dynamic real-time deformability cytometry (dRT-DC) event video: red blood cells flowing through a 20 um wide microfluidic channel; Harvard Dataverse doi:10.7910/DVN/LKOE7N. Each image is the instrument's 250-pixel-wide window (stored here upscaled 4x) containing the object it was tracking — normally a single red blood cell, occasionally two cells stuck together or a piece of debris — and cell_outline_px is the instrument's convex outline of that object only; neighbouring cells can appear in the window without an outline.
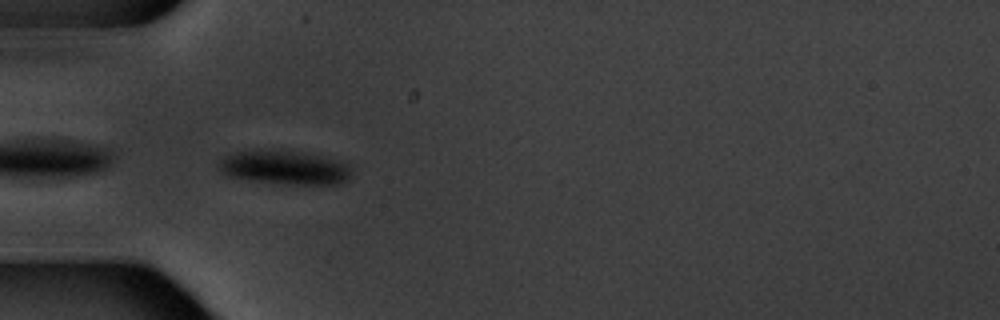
{"species": "common noctule bat (a hibernating species)", "species_latin": "Nyctalus noctula", "temperature_condition": "warm", "stored_images_in_passage": 8, "camera_frame_rate_fps": 3000, "um_per_image_px": 0.085, "animal": {"sex": "male", "body_mass_g": 20.1, "forearm_length_mm": 53.5}, "frame": {"image": 1, "passage_image": 6, "time_ms": 6.0, "image_size_px": [1000, 320], "cell_outline_px": [[352, 176], [348, 180], [336, 184], [280, 184], [248, 180], [228, 176], [220, 168], [220, 160], [224, 156], [236, 152], [300, 152], [344, 160], [348, 164]], "centroid_in_image_um": [24.29, 14.28], "position_along_channel_um": 60.7, "area_um2": 25.72}}
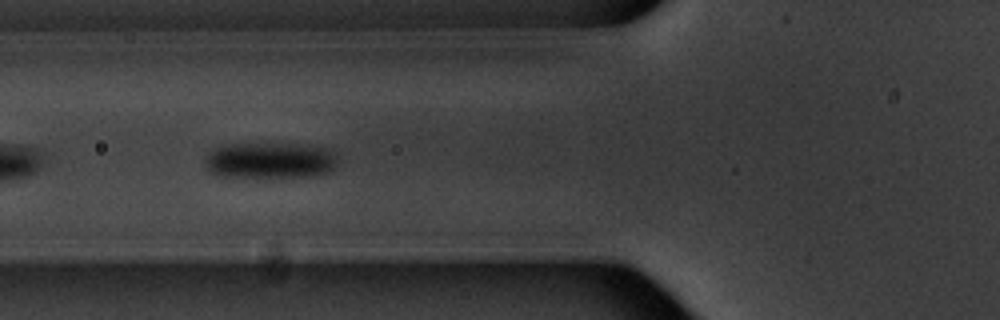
{"frame": {"image": 2, "passage_image": 7, "time_ms": 7.333, "image_size_px": [1000, 320], "cell_outline_px": [[336, 164], [328, 172], [312, 176], [220, 176], [208, 172], [204, 160], [204, 156], [208, 152], [224, 144], [308, 144], [328, 148], [336, 152]], "centroid_in_image_um": [22.94, 13.61], "position_along_channel_um": 102.9, "area_um2": 27.98}}